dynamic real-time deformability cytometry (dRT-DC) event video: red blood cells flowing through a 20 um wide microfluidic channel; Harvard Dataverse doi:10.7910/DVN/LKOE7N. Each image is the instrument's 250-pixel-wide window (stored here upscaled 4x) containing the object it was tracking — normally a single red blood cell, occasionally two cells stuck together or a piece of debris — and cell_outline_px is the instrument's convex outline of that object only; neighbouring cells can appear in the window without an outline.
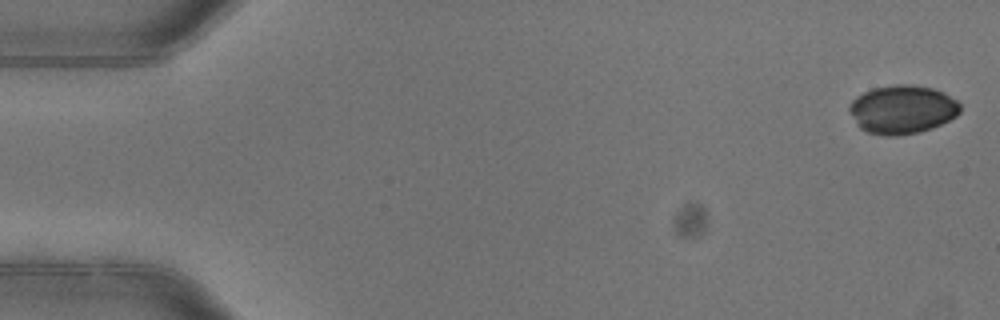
{"species": "common noctule bat (a hibernating species)", "species_latin": "Nyctalus noctula", "temperature_condition": "warm", "stored_images_in_passage": 5, "camera_frame_rate_fps": 3000, "um_per_image_px": 0.085, "animal": {"sex": "female"}, "frame": {"image": 1, "passage_image": 1, "time_ms": 0.0, "image_size_px": [1000, 320], "cell_outline_px": [[960, 112], [956, 116], [932, 128], [920, 132], [896, 136], [884, 136], [868, 132], [860, 128], [856, 124], [848, 108], [852, 100], [856, 96], [872, 88], [896, 84], [908, 84], [932, 88], [944, 92], [956, 100], [960, 104]], "centroid_in_image_um": [76.68, 9.3], "position_along_channel_um": 8.3, "area_um2": 31.44}}
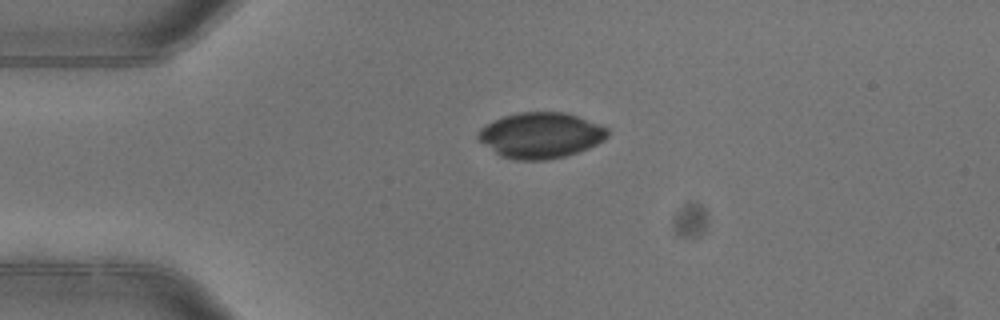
{"frame": {"image": 2, "passage_image": 4, "time_ms": 1.0, "image_size_px": [1000, 320], "cell_outline_px": [[608, 136], [604, 140], [588, 148], [564, 156], [548, 160], [516, 160], [500, 156], [480, 140], [476, 136], [480, 128], [504, 116], [520, 112], [564, 112], [576, 116], [608, 128]], "centroid_in_image_um": [45.96, 11.51], "position_along_channel_um": 39.0, "area_um2": 34.04}}